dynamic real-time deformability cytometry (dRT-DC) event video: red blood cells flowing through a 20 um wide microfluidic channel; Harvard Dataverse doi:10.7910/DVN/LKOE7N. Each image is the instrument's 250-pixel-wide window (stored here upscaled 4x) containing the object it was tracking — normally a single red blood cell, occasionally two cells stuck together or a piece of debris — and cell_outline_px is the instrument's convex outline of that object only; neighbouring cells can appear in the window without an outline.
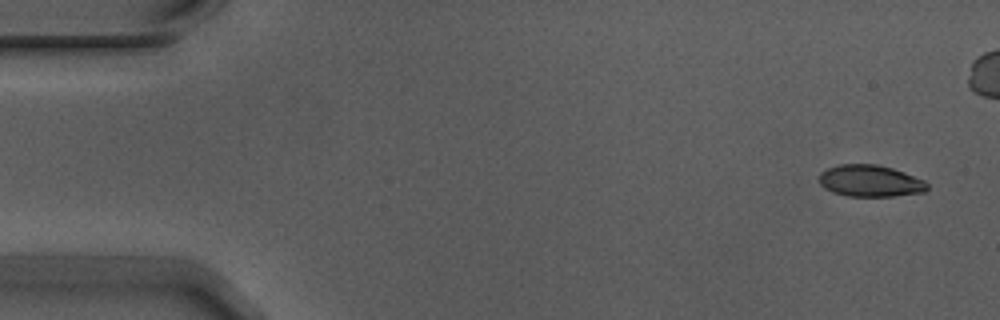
{"species": "Egyptian fruit bat (a non-hibernating species)", "species_latin": "Rousettus aegyptiacus", "temperature_condition": "warm", "stored_images_in_passage": 6, "camera_frame_rate_fps": 3000, "um_per_image_px": 0.085, "animal": {"sex": "male"}, "frame": {"image": 1, "passage_image": 1, "time_ms": 0.0, "image_size_px": [1000, 320], "cell_outline_px": [[928, 188], [924, 192], [896, 196], [848, 196], [832, 192], [824, 188], [820, 184], [820, 172], [828, 168], [840, 164], [876, 164], [892, 168], [904, 172], [924, 180], [928, 184]], "centroid_in_image_um": [73.97, 15.38], "position_along_channel_um": 11.0, "area_um2": 20.0}}
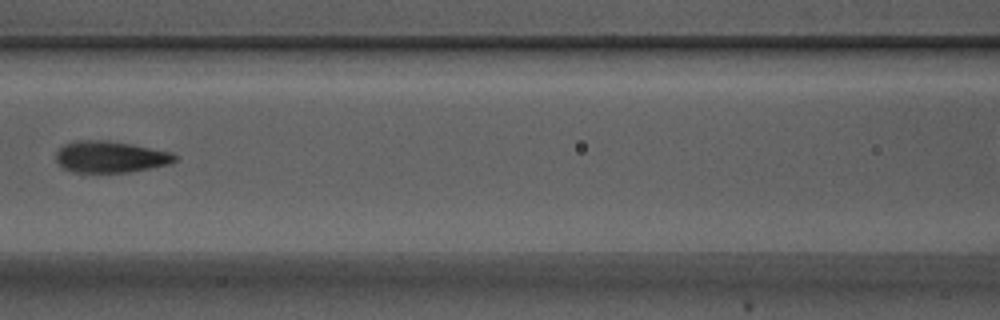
{"frame": {"image": 2, "passage_image": 5, "time_ms": 1.333, "image_size_px": [1000, 320], "cell_outline_px": [[176, 160], [168, 164], [128, 172], [72, 172], [64, 168], [56, 160], [56, 152], [64, 144], [72, 140], [104, 140], [128, 144], [172, 152], [176, 156]], "centroid_in_image_um": [9.33, 13.33], "position_along_channel_um": 157.3, "area_um2": 21.56}}
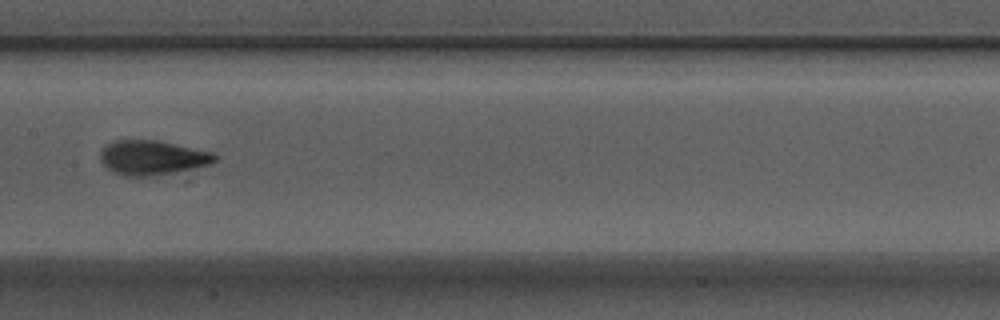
{"frame": {"image": 3, "passage_image": 6, "time_ms": 1.667, "image_size_px": [1000, 320], "cell_outline_px": [[216, 160], [208, 164], [192, 168], [172, 172], [144, 176], [124, 176], [112, 172], [100, 160], [100, 152], [108, 144], [116, 140], [156, 140], [212, 152], [216, 156]], "centroid_in_image_um": [12.9, 13.39], "position_along_channel_um": 194.5, "area_um2": 22.48}}